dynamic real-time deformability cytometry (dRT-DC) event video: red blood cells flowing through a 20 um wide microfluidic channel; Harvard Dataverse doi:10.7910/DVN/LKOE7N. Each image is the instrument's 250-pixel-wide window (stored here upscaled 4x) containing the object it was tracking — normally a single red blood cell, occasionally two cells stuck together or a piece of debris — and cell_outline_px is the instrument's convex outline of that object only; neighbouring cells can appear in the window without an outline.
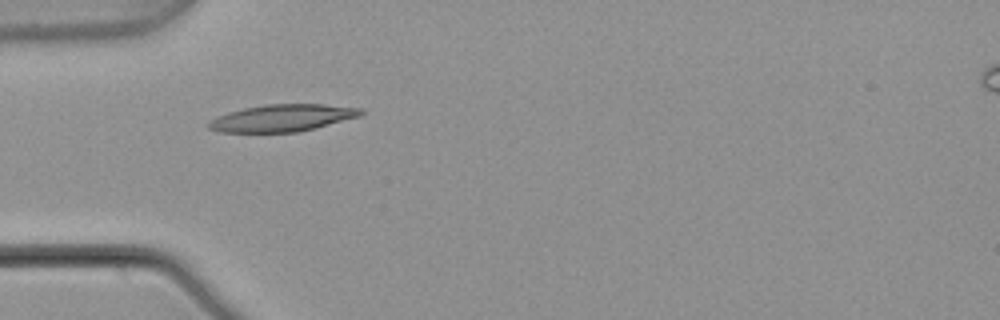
{"species": "common noctule bat (a hibernating species)", "species_latin": "Nyctalus noctula", "temperature_condition": "warm", "stored_images_in_passage": 7, "camera_frame_rate_fps": 3000, "um_per_image_px": 0.085, "animal": {"sex": "male", "body_mass_g": 21.5, "forearm_length_mm": 52.0}, "frame": {"image": 1, "passage_image": 6, "time_ms": 1.667, "image_size_px": [1000, 320], "cell_outline_px": [[364, 112], [360, 116], [316, 128], [300, 132], [220, 132], [208, 128], [204, 124], [208, 120], [216, 116], [228, 112], [244, 108], [268, 104], [324, 104], [364, 108]], "centroid_in_image_um": [23.98, 10.03], "position_along_channel_um": 61.0, "area_um2": 24.28}}
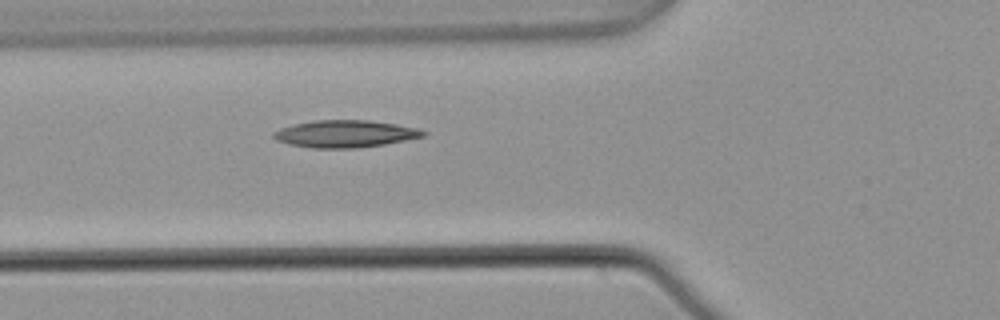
{"frame": {"image": 2, "passage_image": 7, "time_ms": 2.0, "image_size_px": [1000, 320], "cell_outline_px": [[428, 132], [424, 136], [384, 144], [356, 148], [312, 148], [292, 144], [276, 140], [272, 136], [272, 132], [280, 128], [312, 120], [368, 120], [396, 124], [420, 128]], "centroid_in_image_um": [29.35, 11.37], "position_along_channel_um": 96.5, "area_um2": 23.64}}